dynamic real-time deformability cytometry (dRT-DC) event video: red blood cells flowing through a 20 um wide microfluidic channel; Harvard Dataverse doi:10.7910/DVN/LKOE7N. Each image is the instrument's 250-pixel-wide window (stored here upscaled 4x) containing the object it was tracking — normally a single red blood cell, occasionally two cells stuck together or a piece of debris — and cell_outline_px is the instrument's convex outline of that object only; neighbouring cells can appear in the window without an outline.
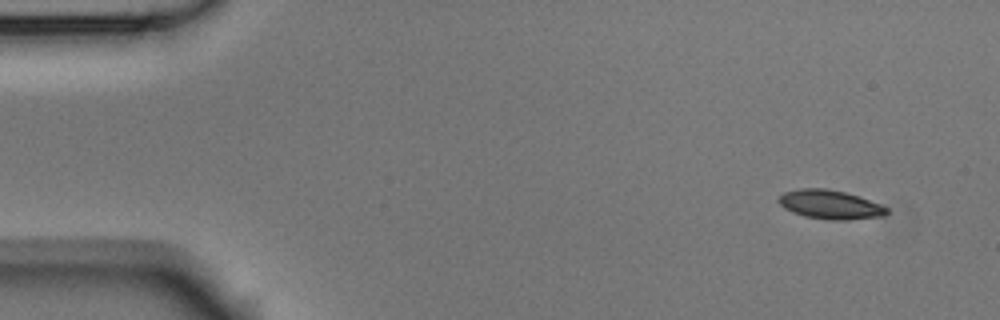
{"species": "Egyptian fruit bat (a non-hibernating species)", "species_latin": "Rousettus aegyptiacus", "temperature_condition": "room temperature", "stored_images_in_passage": 4, "camera_frame_rate_fps": 3000, "um_per_image_px": 0.085, "animal": {"sex": "male"}, "frame": {"image": 1, "passage_image": 1, "time_ms": 0.0, "image_size_px": [1000, 320], "cell_outline_px": [[888, 212], [884, 216], [848, 220], [828, 220], [804, 216], [792, 212], [784, 208], [776, 200], [784, 192], [800, 188], [828, 188], [860, 196], [880, 204], [888, 208]], "centroid_in_image_um": [70.56, 17.39], "position_along_channel_um": 14.4, "area_um2": 18.44}}
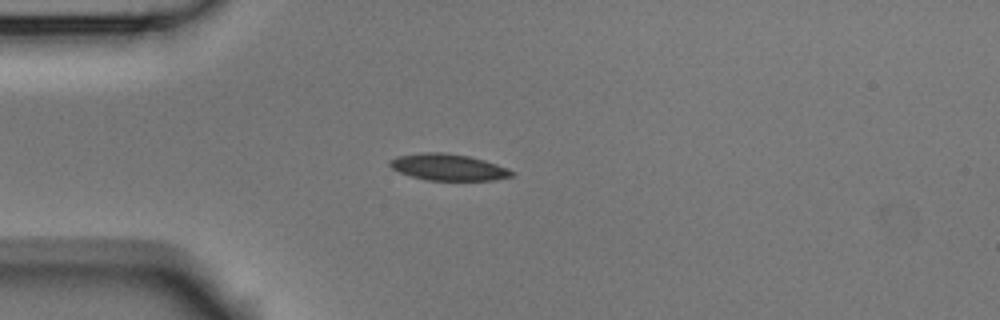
{"frame": {"image": 2, "passage_image": 4, "time_ms": 1.0, "image_size_px": [1000, 320], "cell_outline_px": [[512, 176], [492, 180], [428, 180], [412, 176], [400, 172], [392, 168], [388, 164], [388, 160], [396, 156], [424, 152], [444, 152], [468, 156], [484, 160], [508, 168], [512, 172]], "centroid_in_image_um": [38.05, 14.2], "position_along_channel_um": 46.9, "area_um2": 18.67}}